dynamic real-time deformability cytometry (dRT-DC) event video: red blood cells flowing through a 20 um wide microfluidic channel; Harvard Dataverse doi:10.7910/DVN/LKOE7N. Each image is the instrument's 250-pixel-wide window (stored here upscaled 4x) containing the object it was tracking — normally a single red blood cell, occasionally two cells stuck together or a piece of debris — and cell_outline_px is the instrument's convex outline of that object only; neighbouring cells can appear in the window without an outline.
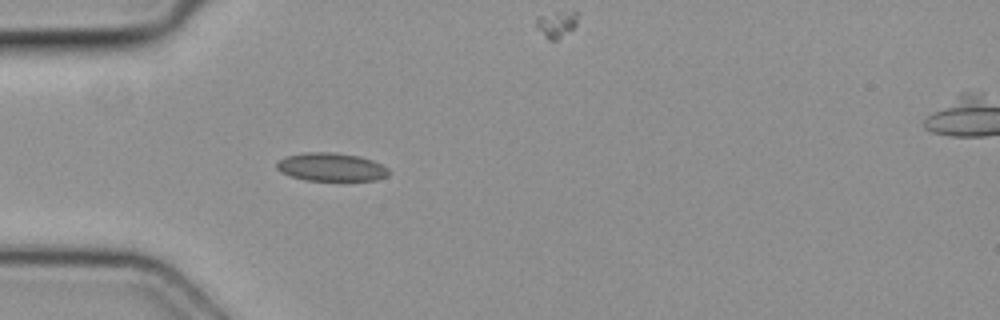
{"species": "common noctule bat (a hibernating species)", "species_latin": "Nyctalus noctula", "temperature_condition": "cold", "stored_images_in_passage": 2, "camera_frame_rate_fps": 3000, "um_per_image_px": 0.085, "animal": {"sex": "female", "body_mass_g": 19.3, "forearm_length_mm": 54.1}, "frame": {"image": 1, "passage_image": 1, "time_ms": 0.0, "image_size_px": [1000, 320], "cell_outline_px": [[392, 172], [388, 176], [376, 180], [304, 180], [288, 176], [280, 172], [276, 168], [276, 164], [284, 156], [304, 152], [332, 152], [360, 156], [372, 160], [388, 168]], "centroid_in_image_um": [28.14, 14.2], "position_along_channel_um": 56.9, "area_um2": 18.67}}